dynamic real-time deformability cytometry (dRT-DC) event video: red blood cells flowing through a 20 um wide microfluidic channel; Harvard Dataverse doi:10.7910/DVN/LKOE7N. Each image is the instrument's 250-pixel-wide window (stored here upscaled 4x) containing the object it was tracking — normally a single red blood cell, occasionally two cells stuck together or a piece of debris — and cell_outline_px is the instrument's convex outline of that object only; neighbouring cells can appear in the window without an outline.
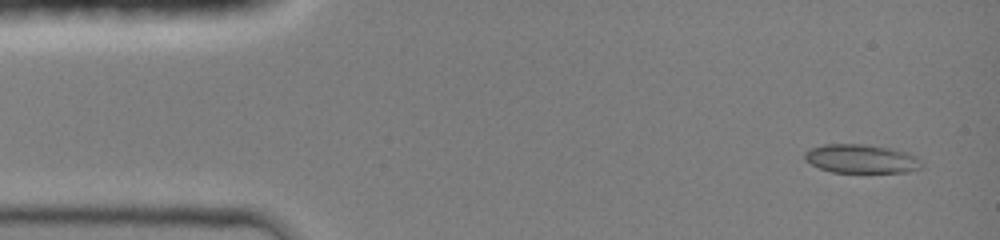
{"species": "common noctule bat (a hibernating species)", "species_latin": "Nyctalus noctula", "temperature_condition": "room temperature", "stored_images_in_passage": 9, "camera_frame_rate_fps": 3000, "um_per_image_px": 0.085, "animal": {"sex": "female", "body_mass_g": 19.0, "forearm_length_mm": 51.5}, "frame": {"image": 1, "passage_image": 2, "time_ms": 0.667, "image_size_px": [1000, 240], "cell_outline_px": [[924, 164], [920, 168], [908, 172], [832, 172], [820, 168], [804, 160], [804, 152], [808, 148], [824, 144], [864, 144], [892, 148], [908, 152], [916, 156]], "centroid_in_image_um": [73.21, 13.49], "position_along_channel_um": 11.8, "area_um2": 19.83}}
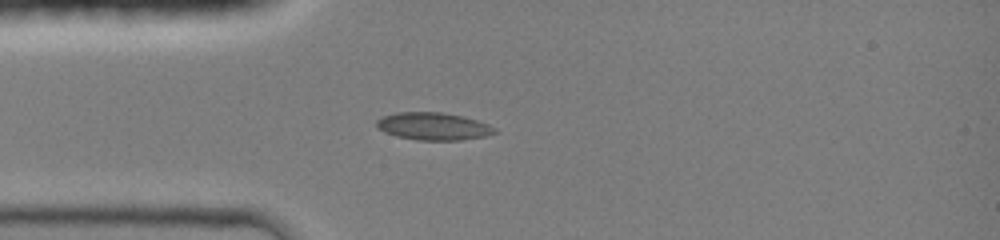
{"frame": {"image": 2, "passage_image": 8, "time_ms": 3.667, "image_size_px": [1000, 240], "cell_outline_px": [[496, 132], [484, 136], [460, 140], [416, 140], [396, 136], [384, 132], [376, 124], [376, 120], [384, 116], [396, 112], [444, 112], [464, 116], [488, 124], [496, 128]], "centroid_in_image_um": [36.83, 10.73], "position_along_channel_um": 48.2, "area_um2": 18.9}}